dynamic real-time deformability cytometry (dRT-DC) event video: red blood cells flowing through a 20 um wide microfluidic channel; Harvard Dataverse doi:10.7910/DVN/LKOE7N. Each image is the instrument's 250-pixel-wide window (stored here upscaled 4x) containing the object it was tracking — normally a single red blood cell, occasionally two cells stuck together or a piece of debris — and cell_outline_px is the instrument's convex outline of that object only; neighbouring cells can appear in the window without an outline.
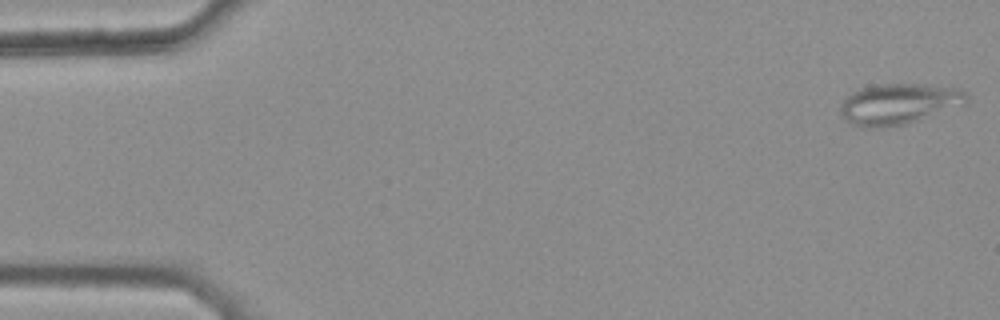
{"species": "common noctule bat (a hibernating species)", "species_latin": "Nyctalus noctula", "temperature_condition": "warm", "stored_images_in_passage": 46, "camera_frame_rate_fps": 3000, "um_per_image_px": 0.085, "animal": {"sex": "female", "body_mass_g": 25.1}, "frame": {"image": 1, "passage_image": 1, "time_ms": 0.0, "image_size_px": [1000, 320], "cell_outline_px": [[968, 104], [904, 124], [880, 128], [860, 128], [852, 124], [840, 116], [840, 104], [852, 92], [860, 88], [876, 84], [924, 84], [960, 88], [968, 92]], "centroid_in_image_um": [76.41, 8.83], "position_along_channel_um": 8.6, "area_um2": 30.4}}
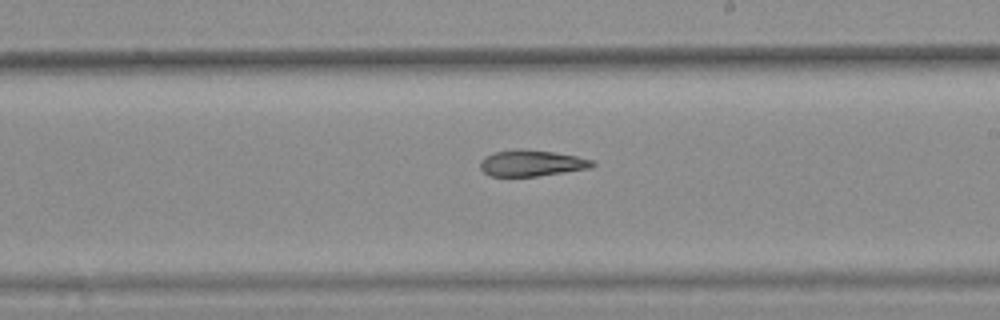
{"frame": {"image": 2, "passage_image": 30, "time_ms": 9.667, "image_size_px": [1000, 320], "cell_outline_px": [[596, 164], [592, 168], [536, 176], [488, 176], [480, 168], [480, 160], [484, 156], [492, 152], [516, 148], [520, 148], [552, 152], [576, 156], [592, 160]], "centroid_in_image_um": [45.14, 13.86], "position_along_channel_um": 243.9, "area_um2": 17.28}}
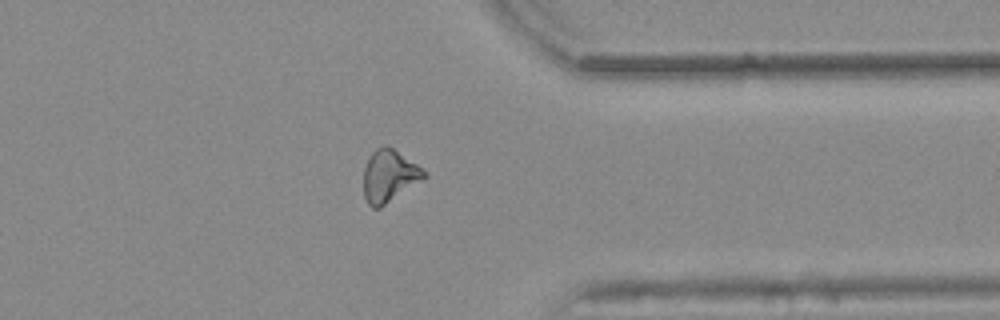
{"frame": {"image": 3, "passage_image": 41, "time_ms": 13.333, "image_size_px": [1000, 320], "cell_outline_px": [[428, 176], [380, 208], [372, 208], [368, 204], [364, 196], [364, 168], [372, 152], [376, 148], [384, 144], [388, 144], [428, 172]], "centroid_in_image_um": [33.09, 14.94], "position_along_channel_um": 378.3, "area_um2": 18.5}}